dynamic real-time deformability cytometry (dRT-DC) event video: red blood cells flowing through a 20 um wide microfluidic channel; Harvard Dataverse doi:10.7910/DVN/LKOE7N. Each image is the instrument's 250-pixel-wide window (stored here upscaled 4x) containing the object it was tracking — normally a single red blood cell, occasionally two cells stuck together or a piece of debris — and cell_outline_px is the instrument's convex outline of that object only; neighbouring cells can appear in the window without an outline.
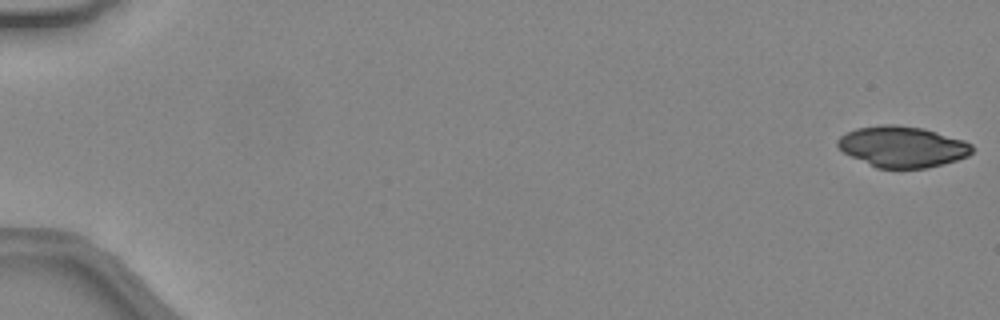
{"species": "common noctule bat (a hibernating species)", "species_latin": "Nyctalus noctula", "temperature_condition": "warm", "stored_images_in_passage": 25, "camera_frame_rate_fps": 3000, "um_per_image_px": 0.085, "animal": {"sex": "female", "body_mass_g": 24.6, "forearm_length_mm": 56.2}, "frame": {"image": 1, "passage_image": 1, "time_ms": 0.0, "image_size_px": [1000, 320], "cell_outline_px": [[972, 152], [968, 156], [956, 160], [924, 168], [876, 168], [844, 152], [836, 144], [836, 140], [840, 136], [856, 128], [880, 124], [896, 124], [924, 128], [964, 140], [972, 144]], "centroid_in_image_um": [76.69, 12.45], "position_along_channel_um": 8.3, "area_um2": 32.02}}